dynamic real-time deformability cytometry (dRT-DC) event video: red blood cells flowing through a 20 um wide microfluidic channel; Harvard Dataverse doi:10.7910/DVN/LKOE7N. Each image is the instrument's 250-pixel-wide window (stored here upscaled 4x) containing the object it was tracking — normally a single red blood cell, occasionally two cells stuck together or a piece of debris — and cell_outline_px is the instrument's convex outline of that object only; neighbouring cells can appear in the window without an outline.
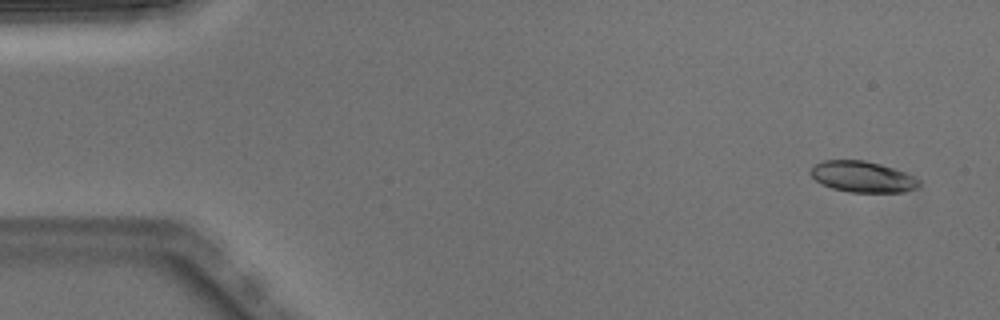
{"species": "Egyptian fruit bat (a non-hibernating species)", "species_latin": "Rousettus aegyptiacus", "temperature_condition": "warm", "stored_images_in_passage": 3, "camera_frame_rate_fps": 3000, "um_per_image_px": 0.085, "animal": {"sex": "male"}, "frame": {"image": 1, "passage_image": 1, "time_ms": 0.0, "image_size_px": [1000, 320], "cell_outline_px": [[920, 184], [916, 188], [904, 192], [848, 192], [832, 188], [820, 184], [812, 176], [812, 168], [816, 164], [824, 160], [864, 160], [880, 164], [904, 172], [920, 180]], "centroid_in_image_um": [73.32, 15.03], "position_along_channel_um": 11.7, "area_um2": 19.42}}